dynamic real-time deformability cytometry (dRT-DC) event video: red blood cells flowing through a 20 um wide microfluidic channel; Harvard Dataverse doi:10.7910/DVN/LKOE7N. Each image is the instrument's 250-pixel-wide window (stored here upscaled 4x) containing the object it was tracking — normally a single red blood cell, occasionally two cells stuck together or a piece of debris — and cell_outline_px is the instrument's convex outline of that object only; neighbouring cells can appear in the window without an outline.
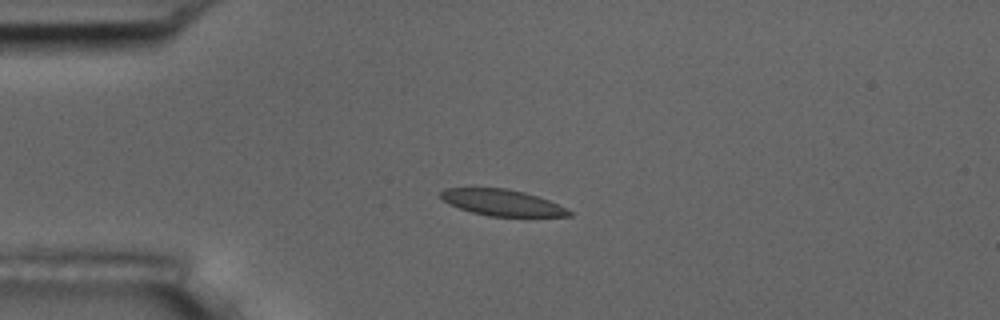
{"species": "common noctule bat (a hibernating species)", "species_latin": "Nyctalus noctula", "temperature_condition": "room temperature", "stored_images_in_passage": 4, "camera_frame_rate_fps": 3000, "um_per_image_px": 0.085, "animal": {"sex": "male", "body_mass_g": 17.5, "forearm_length_mm": 52.3}, "frame": {"image": 1, "passage_image": 3, "time_ms": 2.333, "image_size_px": [1000, 320], "cell_outline_px": [[572, 216], [488, 216], [472, 212], [460, 208], [444, 200], [440, 196], [440, 192], [444, 188], [508, 188], [524, 192], [548, 200], [572, 212]], "centroid_in_image_um": [42.66, 17.21], "position_along_channel_um": 42.3, "area_um2": 19.25}}